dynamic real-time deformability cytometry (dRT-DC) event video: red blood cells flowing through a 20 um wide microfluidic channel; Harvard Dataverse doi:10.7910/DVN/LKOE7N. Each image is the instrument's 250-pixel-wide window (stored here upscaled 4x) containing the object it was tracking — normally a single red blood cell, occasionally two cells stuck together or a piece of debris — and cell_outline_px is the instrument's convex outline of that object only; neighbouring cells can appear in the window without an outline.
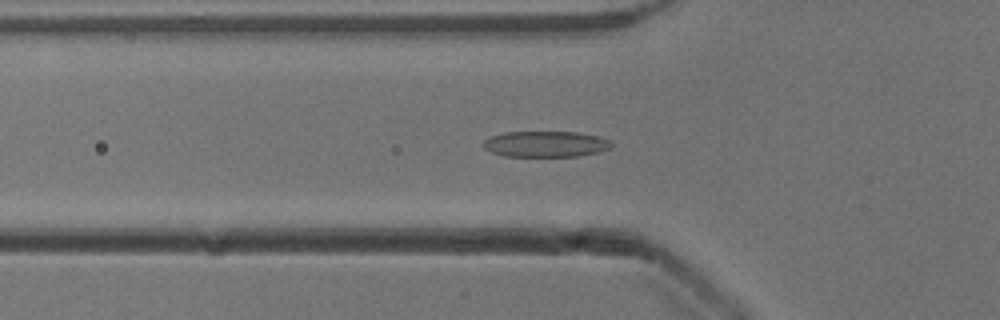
{"species": "common noctule bat (a hibernating species)", "species_latin": "Nyctalus noctula", "temperature_condition": "cold", "stored_images_in_passage": 53, "camera_frame_rate_fps": 3000, "um_per_image_px": 0.085, "animal": {"sex": "male", "body_mass_g": 13.3}, "frame": {"image": 1, "passage_image": 18, "time_ms": 5.667, "image_size_px": [1000, 320], "cell_outline_px": [[612, 148], [600, 152], [580, 156], [504, 156], [492, 152], [484, 148], [484, 140], [488, 136], [504, 132], [576, 132], [600, 136], [608, 140], [612, 144]], "centroid_in_image_um": [46.39, 12.24], "position_along_channel_um": 79.4, "area_um2": 19.48}}
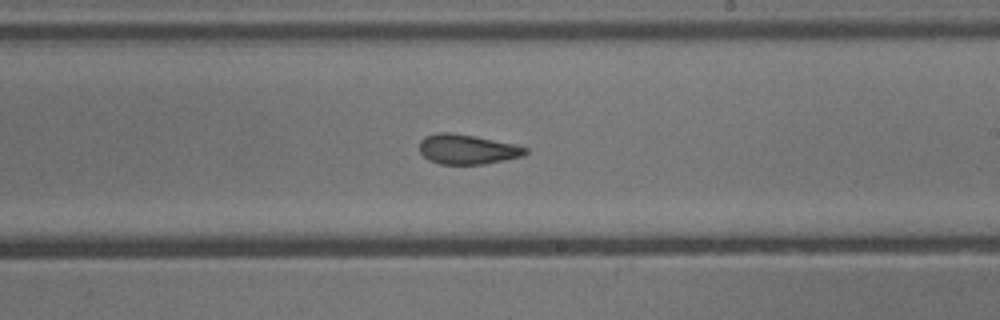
{"frame": {"image": 2, "passage_image": 31, "time_ms": 10.0, "image_size_px": [1000, 320], "cell_outline_px": [[528, 152], [524, 156], [484, 164], [440, 164], [428, 160], [420, 152], [420, 140], [424, 136], [436, 132], [452, 132], [476, 136], [516, 144], [528, 148]], "centroid_in_image_um": [39.72, 12.68], "position_along_channel_um": 249.3, "area_um2": 18.67}}
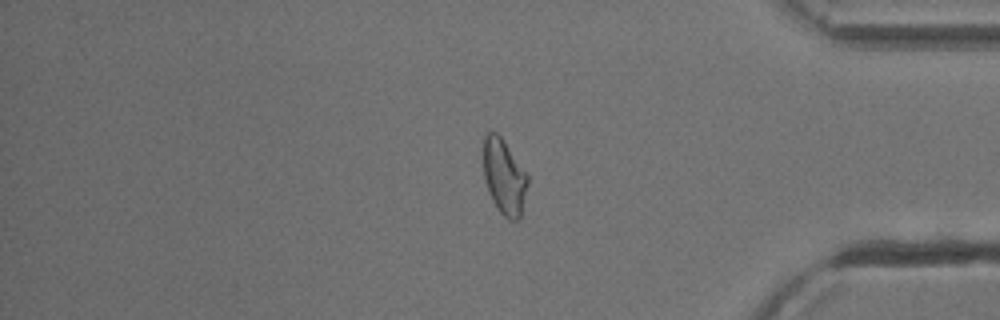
{"frame": {"image": 3, "passage_image": 44, "time_ms": 14.333, "image_size_px": [1000, 320], "cell_outline_px": [[528, 184], [520, 220], [508, 220], [500, 212], [492, 200], [484, 176], [484, 132], [496, 132], [500, 136], [528, 172]], "centroid_in_image_um": [42.88, 15.03], "position_along_channel_um": 392.3, "area_um2": 19.54}, "authors_computed_cell_mechanics": {"area_um2": 19.8832, "velocity_mm_per_s": 3.8997, "shape_relaxation_time_tau1_ms": 4.3788, "shape_relaxation_time_tau2_ms": 1.9536, "deformation_change_tau1": 0.1509, "deformation_change_tau2": 0.1008}}